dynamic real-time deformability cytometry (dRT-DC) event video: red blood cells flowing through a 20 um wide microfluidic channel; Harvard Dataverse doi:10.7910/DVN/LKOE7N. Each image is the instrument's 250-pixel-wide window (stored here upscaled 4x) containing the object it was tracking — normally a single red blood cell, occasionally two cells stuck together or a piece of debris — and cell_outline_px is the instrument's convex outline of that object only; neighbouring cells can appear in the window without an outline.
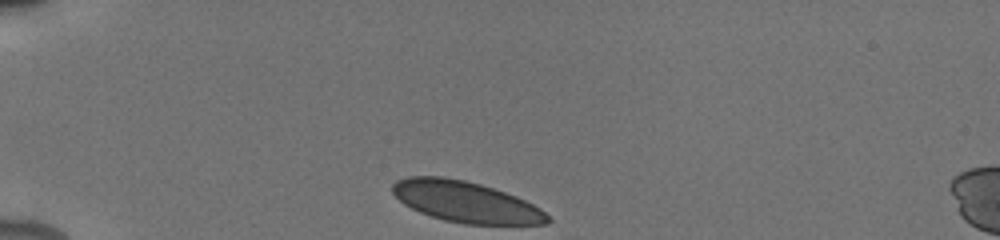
{"species": "human", "species_latin": "Homo sapiens", "temperature_condition": "cold", "stored_images_in_passage": 30, "camera_frame_rate_fps": 3000, "um_per_image_px": 0.085, "donor": {"sex": "male"}, "frame": {"image": 1, "passage_image": 1, "time_ms": 0.0, "image_size_px": [1000, 240], "cell_outline_px": [[552, 220], [548, 224], [464, 224], [444, 220], [420, 212], [404, 204], [392, 192], [392, 184], [396, 180], [408, 176], [444, 176], [464, 180], [480, 184], [516, 196], [540, 208]], "centroid_in_image_um": [39.58, 17.15], "position_along_channel_um": 45.4, "area_um2": 36.88}}
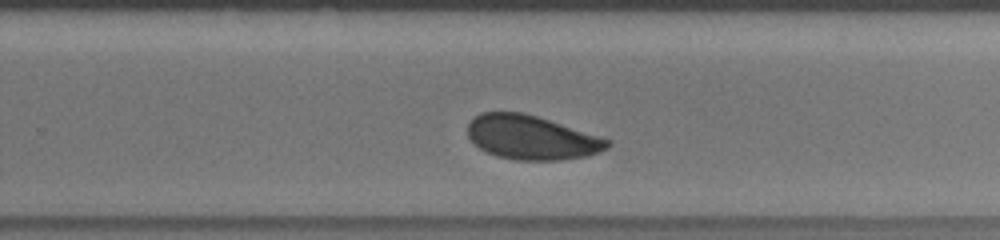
{"frame": {"image": 2, "passage_image": 20, "time_ms": 7.333, "image_size_px": [1000, 240], "cell_outline_px": [[612, 144], [608, 148], [600, 152], [588, 156], [560, 160], [516, 160], [496, 156], [480, 148], [468, 136], [468, 124], [480, 112], [520, 112], [536, 116], [600, 136], [612, 140]], "centroid_in_image_um": [45.22, 11.7], "position_along_channel_um": 284.6, "area_um2": 35.78}}
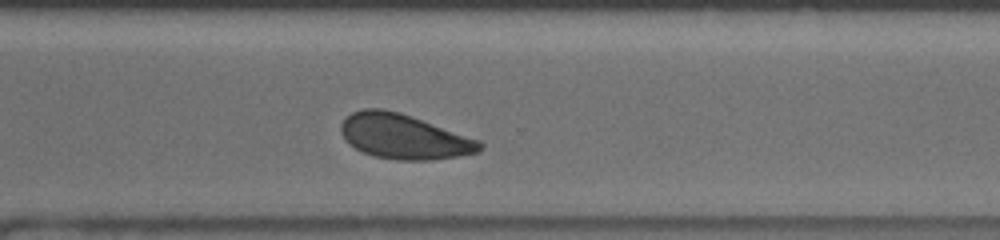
{"frame": {"image": 3, "passage_image": 23, "time_ms": 8.667, "image_size_px": [1000, 240], "cell_outline_px": [[484, 148], [476, 152], [456, 156], [428, 160], [396, 160], [372, 156], [348, 144], [340, 132], [340, 124], [352, 112], [364, 108], [380, 108], [400, 112], [412, 116], [480, 140], [484, 144]], "centroid_in_image_um": [34.31, 11.6], "position_along_channel_um": 336.3, "area_um2": 36.24}, "authors_computed_cell_mechanics": {"area_um2": 36.9631, "velocity_mm_per_s": 3.8509, "shape_relaxation_time_tau1_ms": 3.1649, "shape_relaxation_time_tau2_ms": null, "deformation_change_tau1": 0.0732, "deformation_change_tau2": null}}